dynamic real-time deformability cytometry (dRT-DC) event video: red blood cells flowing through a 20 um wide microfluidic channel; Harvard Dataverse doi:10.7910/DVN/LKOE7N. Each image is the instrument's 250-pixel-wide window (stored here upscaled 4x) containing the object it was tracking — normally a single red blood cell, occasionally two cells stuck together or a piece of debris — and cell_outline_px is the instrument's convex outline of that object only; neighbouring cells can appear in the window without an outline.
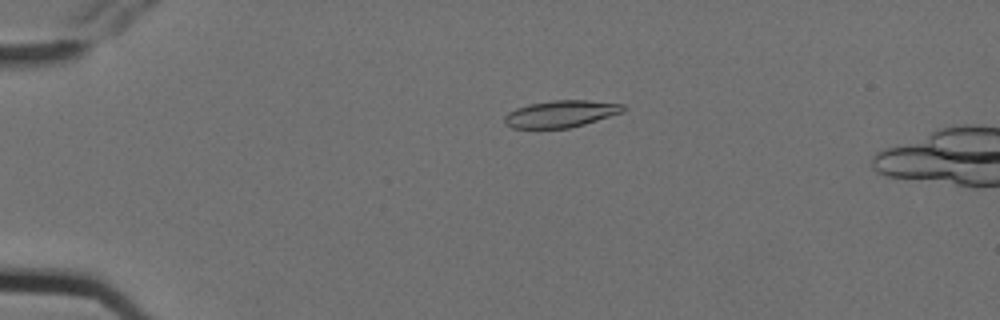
{"species": "Egyptian fruit bat (a non-hibernating species)", "species_latin": "Rousettus aegyptiacus", "temperature_condition": "cold", "stored_images_in_passage": 5, "camera_frame_rate_fps": 3000, "um_per_image_px": 0.085, "animal": {"sex": "female"}, "frame": {"image": 1, "passage_image": 4, "time_ms": 1.0, "image_size_px": [1000, 320], "cell_outline_px": [[628, 108], [624, 112], [584, 124], [568, 128], [512, 128], [504, 124], [504, 116], [508, 112], [516, 108], [528, 104], [552, 100], [588, 100], [624, 104]], "centroid_in_image_um": [47.69, 9.67], "position_along_channel_um": 37.3, "area_um2": 18.79}}